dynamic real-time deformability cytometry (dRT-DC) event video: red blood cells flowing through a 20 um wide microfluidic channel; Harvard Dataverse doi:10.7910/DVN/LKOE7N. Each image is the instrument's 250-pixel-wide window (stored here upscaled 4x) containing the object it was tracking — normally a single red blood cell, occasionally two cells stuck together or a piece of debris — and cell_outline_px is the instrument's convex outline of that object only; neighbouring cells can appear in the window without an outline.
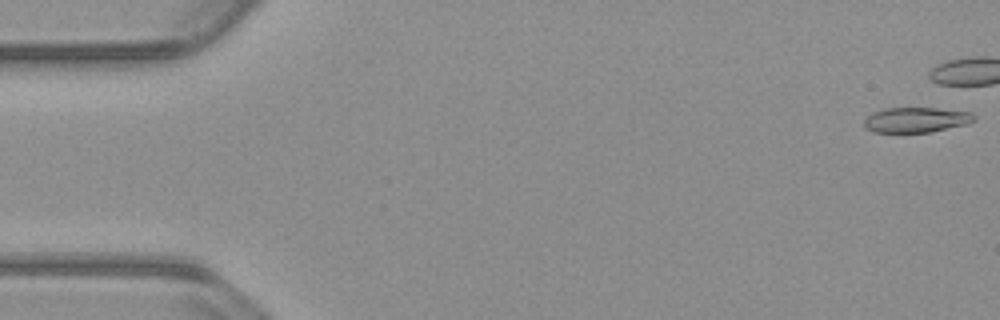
{"species": "common noctule bat (a hibernating species)", "species_latin": "Nyctalus noctula", "temperature_condition": "warm", "stored_images_in_passage": 7, "camera_frame_rate_fps": 3000, "um_per_image_px": 0.085, "animal": {"sex": "male", "body_mass_g": 23.1, "forearm_length_mm": 52.7}, "frame": {"image": 1, "passage_image": 1, "time_ms": 0.0, "image_size_px": [1000, 320], "cell_outline_px": [[976, 120], [968, 124], [932, 132], [872, 132], [864, 128], [864, 120], [872, 112], [884, 108], [936, 108], [972, 112], [976, 116]], "centroid_in_image_um": [77.89, 10.19], "position_along_channel_um": 7.1, "area_um2": 16.36}}